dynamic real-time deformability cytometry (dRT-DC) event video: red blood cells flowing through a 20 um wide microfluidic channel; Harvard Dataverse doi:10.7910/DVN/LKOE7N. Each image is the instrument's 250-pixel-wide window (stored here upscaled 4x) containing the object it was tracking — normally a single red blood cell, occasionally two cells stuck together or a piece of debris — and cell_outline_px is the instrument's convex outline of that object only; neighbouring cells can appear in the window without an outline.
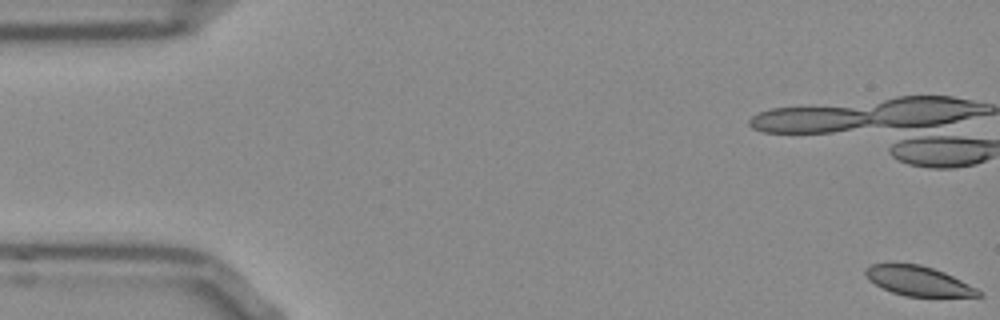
{"species": "Egyptian fruit bat (a non-hibernating species)", "species_latin": "Rousettus aegyptiacus", "temperature_condition": "room temperature", "stored_images_in_passage": 50, "camera_frame_rate_fps": 3000, "um_per_image_px": 0.085, "frame": {"image": 1, "passage_image": 1, "time_ms": 0.0, "image_size_px": [1000, 320], "cell_outline_px": [[984, 296], [904, 296], [892, 292], [868, 280], [864, 272], [864, 268], [872, 264], [888, 260], [896, 260], [920, 264], [944, 272], [976, 288]], "centroid_in_image_um": [77.94, 23.81], "position_along_channel_um": 7.1, "area_um2": 19.94}}